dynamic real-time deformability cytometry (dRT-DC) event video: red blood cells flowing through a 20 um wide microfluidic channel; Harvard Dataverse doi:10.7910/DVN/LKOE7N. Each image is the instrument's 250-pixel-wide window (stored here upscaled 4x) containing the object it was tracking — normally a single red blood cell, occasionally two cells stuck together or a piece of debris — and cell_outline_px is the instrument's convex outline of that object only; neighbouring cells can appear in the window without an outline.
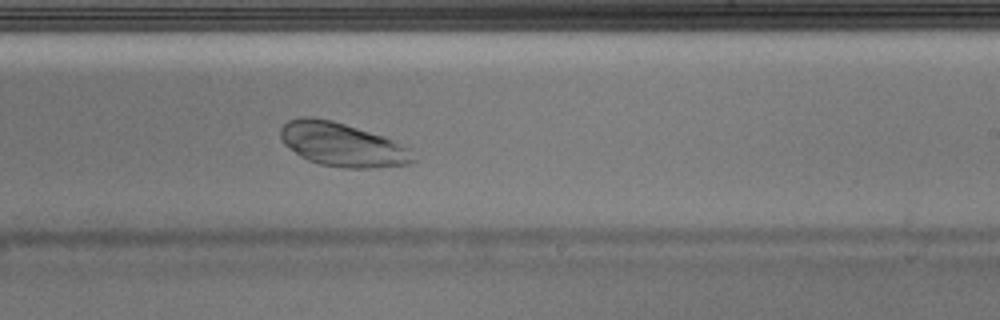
{"species": "Egyptian fruit bat (a non-hibernating species)", "species_latin": "Rousettus aegyptiacus", "temperature_condition": "warm", "stored_images_in_passage": 41, "camera_frame_rate_fps": 3000, "um_per_image_px": 0.085, "animal": {"sex": "male"}, "frame": {"image": 1, "passage_image": 24, "time_ms": 7.667, "image_size_px": [1000, 320], "cell_outline_px": [[416, 160], [408, 164], [368, 168], [344, 168], [320, 164], [308, 160], [300, 156], [284, 144], [280, 136], [280, 128], [288, 120], [304, 116], [312, 116], [332, 120], [384, 136], [408, 148]], "centroid_in_image_um": [29.05, 12.28], "position_along_channel_um": 260.0, "area_um2": 33.64}}